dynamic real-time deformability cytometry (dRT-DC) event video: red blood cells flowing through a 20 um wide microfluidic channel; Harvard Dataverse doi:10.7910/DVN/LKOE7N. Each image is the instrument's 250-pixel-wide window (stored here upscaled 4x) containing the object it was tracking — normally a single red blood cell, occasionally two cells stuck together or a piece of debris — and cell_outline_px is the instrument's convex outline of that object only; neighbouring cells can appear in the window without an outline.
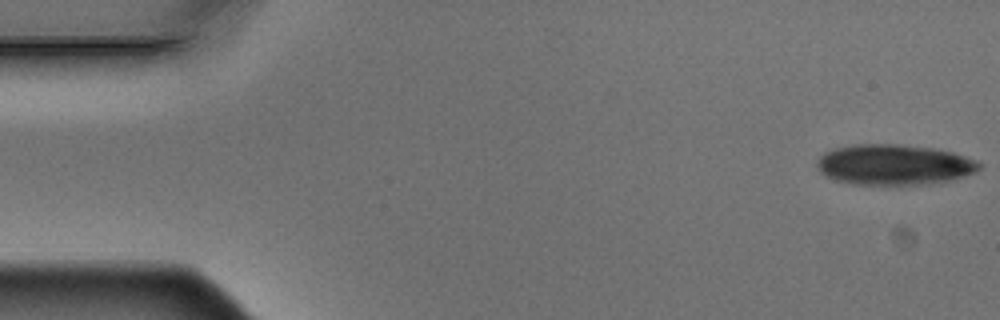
{"species": "Egyptian fruit bat (a non-hibernating species)", "species_latin": "Rousettus aegyptiacus", "temperature_condition": "warm", "stored_images_in_passage": 5, "camera_frame_rate_fps": 3000, "um_per_image_px": 0.085, "animal": {"sex": "male"}, "frame": {"image": 1, "passage_image": 1, "time_ms": 0.0, "image_size_px": [1000, 320], "cell_outline_px": [[984, 164], [980, 168], [964, 176], [952, 180], [924, 184], [856, 184], [836, 180], [820, 172], [816, 168], [816, 160], [824, 152], [832, 148], [852, 144], [900, 144], [936, 148], [952, 152], [976, 160]], "centroid_in_image_um": [75.97, 13.98], "position_along_channel_um": 9.0, "area_um2": 38.44}}